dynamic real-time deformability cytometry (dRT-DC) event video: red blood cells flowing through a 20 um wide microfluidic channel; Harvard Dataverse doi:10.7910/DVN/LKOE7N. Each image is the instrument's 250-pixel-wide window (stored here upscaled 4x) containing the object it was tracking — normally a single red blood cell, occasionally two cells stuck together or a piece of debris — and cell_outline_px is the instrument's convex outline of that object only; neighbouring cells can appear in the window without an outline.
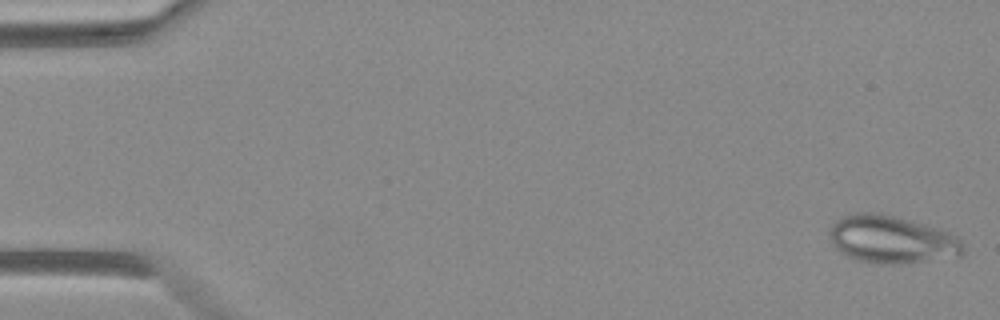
{"species": "Egyptian fruit bat (a non-hibernating species)", "species_latin": "Rousettus aegyptiacus", "temperature_condition": "warm", "stored_images_in_passage": 43, "camera_frame_rate_fps": 3000, "um_per_image_px": 0.085, "animal": {"sex": "female"}, "frame": {"image": 1, "passage_image": 1, "time_ms": 0.0, "image_size_px": [1000, 320], "cell_outline_px": [[964, 252], [960, 256], [900, 264], [876, 264], [860, 260], [848, 256], [840, 252], [836, 248], [832, 240], [832, 224], [836, 220], [844, 216], [856, 212], [880, 212], [900, 216], [948, 232], [956, 236], [960, 240]], "centroid_in_image_um": [75.81, 20.34], "position_along_channel_um": 9.2, "area_um2": 36.99}}
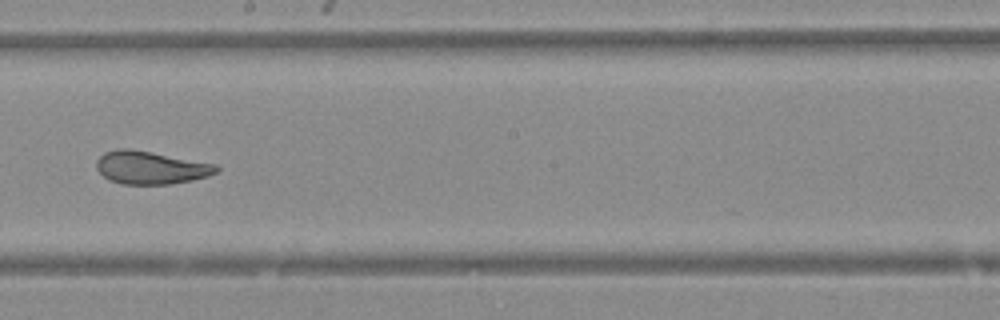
{"frame": {"image": 2, "passage_image": 28, "time_ms": 9.0, "image_size_px": [1000, 320], "cell_outline_px": [[220, 168], [216, 172], [208, 176], [192, 180], [172, 184], [120, 184], [108, 180], [96, 168], [96, 160], [104, 152], [120, 148], [128, 148], [152, 152], [216, 164]], "centroid_in_image_um": [12.79, 14.25], "position_along_channel_um": 235.4, "area_um2": 23.06}}
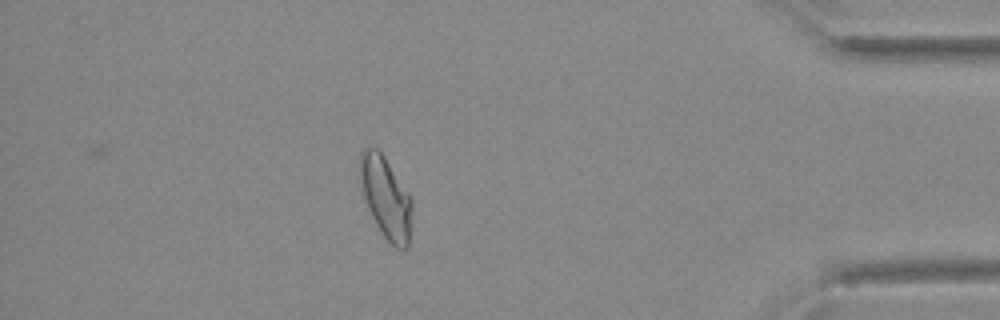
{"frame": {"image": 3, "passage_image": 43, "time_ms": 14.0, "image_size_px": [1000, 320], "cell_outline_px": [[412, 212], [408, 248], [396, 248], [384, 236], [376, 224], [368, 208], [364, 196], [360, 180], [360, 152], [364, 148], [376, 148], [384, 156], [412, 196]], "centroid_in_image_um": [32.82, 16.78], "position_along_channel_um": 402.4, "area_um2": 24.62}}